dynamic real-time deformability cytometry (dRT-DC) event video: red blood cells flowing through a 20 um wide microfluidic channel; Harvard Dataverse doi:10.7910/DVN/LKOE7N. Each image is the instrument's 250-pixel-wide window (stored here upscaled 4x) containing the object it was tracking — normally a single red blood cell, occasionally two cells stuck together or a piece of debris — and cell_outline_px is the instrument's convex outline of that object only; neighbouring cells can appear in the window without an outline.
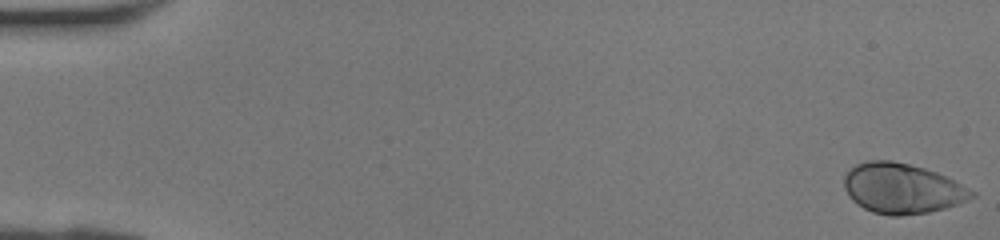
{"species": "human", "species_latin": "Homo sapiens", "temperature_condition": "room temperature", "stored_images_in_passage": 42, "camera_frame_rate_fps": 3000, "um_per_image_px": 0.085, "donor": {"sex": "female"}, "frame": {"image": 1, "passage_image": 1, "time_ms": 0.0, "image_size_px": [1000, 240], "cell_outline_px": [[976, 196], [968, 200], [944, 208], [928, 212], [900, 216], [892, 216], [872, 212], [856, 204], [848, 196], [844, 188], [844, 172], [856, 164], [864, 160], [892, 160], [924, 168], [936, 172], [976, 192]], "centroid_in_image_um": [76.63, 16.01], "position_along_channel_um": 8.4, "area_um2": 37.4}}
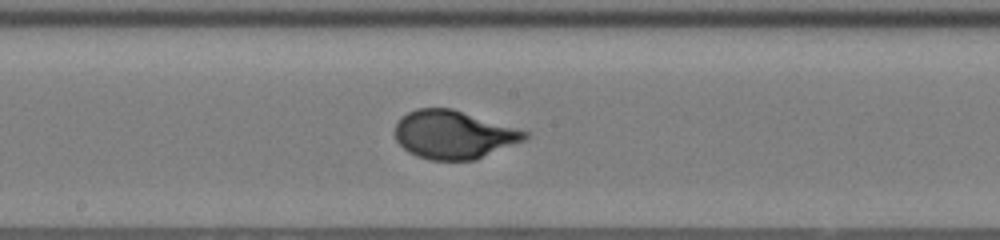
{"frame": {"image": 2, "passage_image": 23, "time_ms": 7.333, "image_size_px": [1000, 240], "cell_outline_px": [[528, 136], [524, 140], [476, 160], [432, 160], [416, 156], [408, 152], [396, 140], [396, 124], [400, 116], [416, 108], [452, 108], [528, 132]], "centroid_in_image_um": [38.52, 11.45], "position_along_channel_um": 209.7, "area_um2": 36.3}}
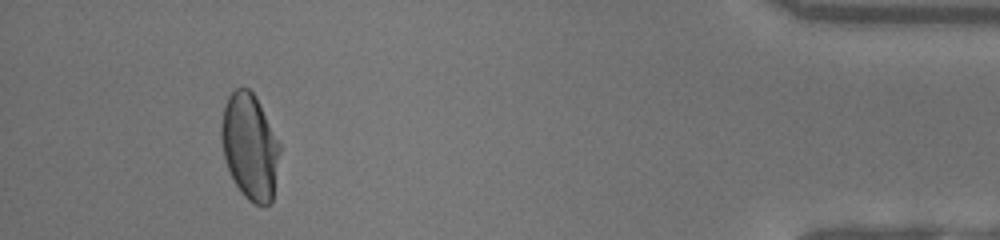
{"frame": {"image": 3, "passage_image": 39, "time_ms": 12.667, "image_size_px": [1000, 240], "cell_outline_px": [[280, 148], [272, 200], [264, 208], [248, 200], [240, 192], [224, 160], [220, 140], [220, 124], [224, 104], [228, 96], [236, 88], [248, 88], [256, 96], [280, 144]], "centroid_in_image_um": [21.2, 12.45], "position_along_channel_um": 414.0, "area_um2": 36.18}}